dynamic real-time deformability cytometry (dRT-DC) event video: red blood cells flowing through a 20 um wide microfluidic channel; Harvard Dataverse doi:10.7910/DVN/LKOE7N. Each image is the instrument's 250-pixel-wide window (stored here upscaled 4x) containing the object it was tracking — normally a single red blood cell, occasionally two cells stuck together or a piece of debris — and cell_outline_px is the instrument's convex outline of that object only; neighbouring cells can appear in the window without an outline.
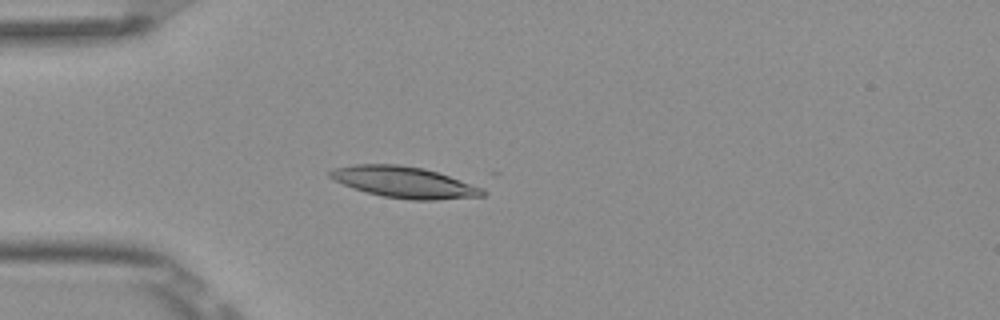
{"species": "Egyptian fruit bat (a non-hibernating species)", "species_latin": "Rousettus aegyptiacus", "temperature_condition": "room temperature", "stored_images_in_passage": 4, "camera_frame_rate_fps": 3000, "um_per_image_px": 0.085, "frame": {"image": 1, "passage_image": 3, "time_ms": 0.667, "image_size_px": [1000, 320], "cell_outline_px": [[488, 192], [484, 196], [436, 200], [412, 200], [384, 196], [352, 188], [328, 176], [328, 172], [332, 168], [352, 164], [400, 164], [424, 168], [484, 188]], "centroid_in_image_um": [34.36, 15.48], "position_along_channel_um": 50.6, "area_um2": 27.74}}